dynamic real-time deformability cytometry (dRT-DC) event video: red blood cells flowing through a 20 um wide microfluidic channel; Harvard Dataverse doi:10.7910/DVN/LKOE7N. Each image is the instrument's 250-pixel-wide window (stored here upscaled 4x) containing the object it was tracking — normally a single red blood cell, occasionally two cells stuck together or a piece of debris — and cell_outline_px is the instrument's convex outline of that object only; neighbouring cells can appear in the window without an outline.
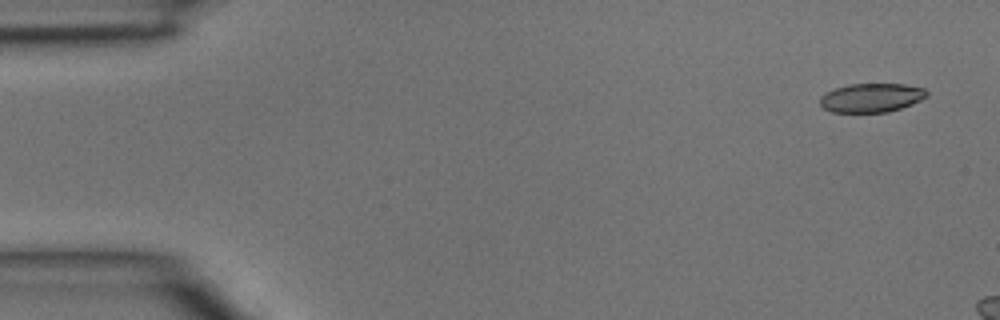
{"species": "common noctule bat (a hibernating species)", "species_latin": "Nyctalus noctula", "temperature_condition": "room temperature", "stored_images_in_passage": 3, "camera_frame_rate_fps": 3000, "um_per_image_px": 0.085, "animal": {"sex": "male", "body_mass_g": 15.6}, "frame": {"image": 1, "passage_image": 1, "time_ms": 0.0, "image_size_px": [1000, 320], "cell_outline_px": [[928, 96], [912, 104], [888, 112], [832, 112], [824, 108], [820, 104], [820, 96], [836, 88], [848, 84], [904, 84], [924, 88], [928, 92]], "centroid_in_image_um": [74.08, 8.3], "position_along_channel_um": 10.9, "area_um2": 17.92}}